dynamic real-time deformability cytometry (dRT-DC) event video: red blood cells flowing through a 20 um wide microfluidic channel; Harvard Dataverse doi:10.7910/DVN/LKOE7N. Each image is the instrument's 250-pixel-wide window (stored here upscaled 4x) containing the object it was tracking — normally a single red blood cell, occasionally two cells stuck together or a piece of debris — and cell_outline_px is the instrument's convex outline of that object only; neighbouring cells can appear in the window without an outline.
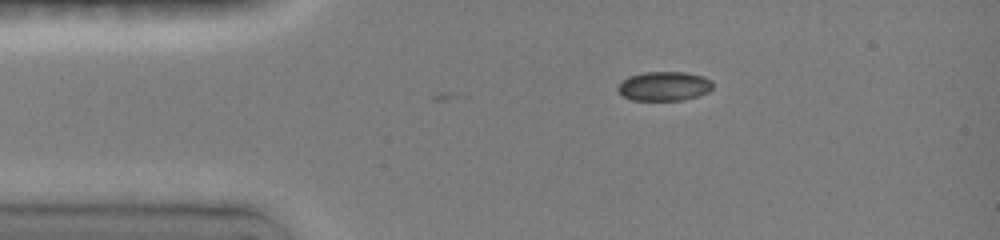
{"species": "common noctule bat (a hibernating species)", "species_latin": "Nyctalus noctula", "temperature_condition": "room temperature", "stored_images_in_passage": 2, "camera_frame_rate_fps": 3000, "um_per_image_px": 0.085, "animal": {"sex": "female", "body_mass_g": 19.0, "forearm_length_mm": 51.5}, "frame": {"image": 1, "passage_image": 2, "time_ms": 0.333, "image_size_px": [1000, 240], "cell_outline_px": [[712, 88], [708, 92], [696, 96], [680, 100], [632, 100], [624, 96], [616, 88], [628, 76], [644, 72], [684, 72], [704, 76], [712, 80]], "centroid_in_image_um": [56.47, 7.31], "position_along_channel_um": 28.5, "area_um2": 16.07}}